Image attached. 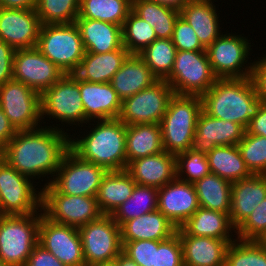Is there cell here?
I'll return each instance as SVG.
<instances>
[{"label": "cell", "mask_w": 266, "mask_h": 266, "mask_svg": "<svg viewBox=\"0 0 266 266\" xmlns=\"http://www.w3.org/2000/svg\"><path fill=\"white\" fill-rule=\"evenodd\" d=\"M69 149L70 134L41 125V128L17 131L5 146L1 156L20 174L30 179L52 177L44 184L46 186L54 179Z\"/></svg>", "instance_id": "obj_1"}, {"label": "cell", "mask_w": 266, "mask_h": 266, "mask_svg": "<svg viewBox=\"0 0 266 266\" xmlns=\"http://www.w3.org/2000/svg\"><path fill=\"white\" fill-rule=\"evenodd\" d=\"M94 128L81 139L70 137V149L85 161L107 171H123L127 167L126 125L117 119L94 120ZM96 125V126H94ZM87 134V135H85ZM77 139V140H76Z\"/></svg>", "instance_id": "obj_2"}, {"label": "cell", "mask_w": 266, "mask_h": 266, "mask_svg": "<svg viewBox=\"0 0 266 266\" xmlns=\"http://www.w3.org/2000/svg\"><path fill=\"white\" fill-rule=\"evenodd\" d=\"M201 99L205 113L245 129L260 103L251 77L217 79Z\"/></svg>", "instance_id": "obj_3"}, {"label": "cell", "mask_w": 266, "mask_h": 266, "mask_svg": "<svg viewBox=\"0 0 266 266\" xmlns=\"http://www.w3.org/2000/svg\"><path fill=\"white\" fill-rule=\"evenodd\" d=\"M201 111V96L174 94L160 122L163 150L177 155L192 148Z\"/></svg>", "instance_id": "obj_4"}, {"label": "cell", "mask_w": 266, "mask_h": 266, "mask_svg": "<svg viewBox=\"0 0 266 266\" xmlns=\"http://www.w3.org/2000/svg\"><path fill=\"white\" fill-rule=\"evenodd\" d=\"M36 48L64 74H74L86 53L75 22L42 25Z\"/></svg>", "instance_id": "obj_5"}, {"label": "cell", "mask_w": 266, "mask_h": 266, "mask_svg": "<svg viewBox=\"0 0 266 266\" xmlns=\"http://www.w3.org/2000/svg\"><path fill=\"white\" fill-rule=\"evenodd\" d=\"M40 220L41 212L0 216V260L3 263L25 266L38 244Z\"/></svg>", "instance_id": "obj_6"}, {"label": "cell", "mask_w": 266, "mask_h": 266, "mask_svg": "<svg viewBox=\"0 0 266 266\" xmlns=\"http://www.w3.org/2000/svg\"><path fill=\"white\" fill-rule=\"evenodd\" d=\"M49 118L56 121L52 127L62 131L57 122L62 124H74L83 127L84 123H90L85 118V112L79 91V78L75 74H65L58 82L41 94V119ZM57 119L59 121H57ZM64 122V123H63ZM59 127V128H58Z\"/></svg>", "instance_id": "obj_7"}, {"label": "cell", "mask_w": 266, "mask_h": 266, "mask_svg": "<svg viewBox=\"0 0 266 266\" xmlns=\"http://www.w3.org/2000/svg\"><path fill=\"white\" fill-rule=\"evenodd\" d=\"M33 182L10 166L0 154V216L42 212V189L37 191Z\"/></svg>", "instance_id": "obj_8"}, {"label": "cell", "mask_w": 266, "mask_h": 266, "mask_svg": "<svg viewBox=\"0 0 266 266\" xmlns=\"http://www.w3.org/2000/svg\"><path fill=\"white\" fill-rule=\"evenodd\" d=\"M217 79L206 51L177 50L173 69L165 80L176 95L202 96Z\"/></svg>", "instance_id": "obj_9"}, {"label": "cell", "mask_w": 266, "mask_h": 266, "mask_svg": "<svg viewBox=\"0 0 266 266\" xmlns=\"http://www.w3.org/2000/svg\"><path fill=\"white\" fill-rule=\"evenodd\" d=\"M42 188V212L53 222L79 228L99 219L96 197L61 194L51 183Z\"/></svg>", "instance_id": "obj_10"}, {"label": "cell", "mask_w": 266, "mask_h": 266, "mask_svg": "<svg viewBox=\"0 0 266 266\" xmlns=\"http://www.w3.org/2000/svg\"><path fill=\"white\" fill-rule=\"evenodd\" d=\"M251 46L241 34L222 33L205 49L214 75L218 79L251 77L254 62H247Z\"/></svg>", "instance_id": "obj_11"}, {"label": "cell", "mask_w": 266, "mask_h": 266, "mask_svg": "<svg viewBox=\"0 0 266 266\" xmlns=\"http://www.w3.org/2000/svg\"><path fill=\"white\" fill-rule=\"evenodd\" d=\"M107 172L103 167L81 159L69 149L51 184L61 194L96 197L101 181Z\"/></svg>", "instance_id": "obj_12"}, {"label": "cell", "mask_w": 266, "mask_h": 266, "mask_svg": "<svg viewBox=\"0 0 266 266\" xmlns=\"http://www.w3.org/2000/svg\"><path fill=\"white\" fill-rule=\"evenodd\" d=\"M173 96L174 91L168 82L158 80L150 87L122 100L118 119L126 126L160 124Z\"/></svg>", "instance_id": "obj_13"}, {"label": "cell", "mask_w": 266, "mask_h": 266, "mask_svg": "<svg viewBox=\"0 0 266 266\" xmlns=\"http://www.w3.org/2000/svg\"><path fill=\"white\" fill-rule=\"evenodd\" d=\"M78 230L86 266L114 261L122 252L120 226L111 215L103 214Z\"/></svg>", "instance_id": "obj_14"}, {"label": "cell", "mask_w": 266, "mask_h": 266, "mask_svg": "<svg viewBox=\"0 0 266 266\" xmlns=\"http://www.w3.org/2000/svg\"><path fill=\"white\" fill-rule=\"evenodd\" d=\"M0 108L16 131L41 127V94L14 79L0 86Z\"/></svg>", "instance_id": "obj_15"}, {"label": "cell", "mask_w": 266, "mask_h": 266, "mask_svg": "<svg viewBox=\"0 0 266 266\" xmlns=\"http://www.w3.org/2000/svg\"><path fill=\"white\" fill-rule=\"evenodd\" d=\"M38 243L67 266H86L78 228L53 222L43 212Z\"/></svg>", "instance_id": "obj_16"}, {"label": "cell", "mask_w": 266, "mask_h": 266, "mask_svg": "<svg viewBox=\"0 0 266 266\" xmlns=\"http://www.w3.org/2000/svg\"><path fill=\"white\" fill-rule=\"evenodd\" d=\"M65 74L36 47L15 50L12 78L42 94Z\"/></svg>", "instance_id": "obj_17"}, {"label": "cell", "mask_w": 266, "mask_h": 266, "mask_svg": "<svg viewBox=\"0 0 266 266\" xmlns=\"http://www.w3.org/2000/svg\"><path fill=\"white\" fill-rule=\"evenodd\" d=\"M41 26L35 9L0 7V39L14 50L36 47Z\"/></svg>", "instance_id": "obj_18"}, {"label": "cell", "mask_w": 266, "mask_h": 266, "mask_svg": "<svg viewBox=\"0 0 266 266\" xmlns=\"http://www.w3.org/2000/svg\"><path fill=\"white\" fill-rule=\"evenodd\" d=\"M200 207L193 183L177 177L158 188L159 210L175 227L180 228Z\"/></svg>", "instance_id": "obj_19"}, {"label": "cell", "mask_w": 266, "mask_h": 266, "mask_svg": "<svg viewBox=\"0 0 266 266\" xmlns=\"http://www.w3.org/2000/svg\"><path fill=\"white\" fill-rule=\"evenodd\" d=\"M245 132L242 125L214 118L202 110L197 119L191 149L207 154L217 146L237 145Z\"/></svg>", "instance_id": "obj_20"}, {"label": "cell", "mask_w": 266, "mask_h": 266, "mask_svg": "<svg viewBox=\"0 0 266 266\" xmlns=\"http://www.w3.org/2000/svg\"><path fill=\"white\" fill-rule=\"evenodd\" d=\"M125 171L136 184L160 188L177 177L176 155L164 150L137 158L127 164Z\"/></svg>", "instance_id": "obj_21"}, {"label": "cell", "mask_w": 266, "mask_h": 266, "mask_svg": "<svg viewBox=\"0 0 266 266\" xmlns=\"http://www.w3.org/2000/svg\"><path fill=\"white\" fill-rule=\"evenodd\" d=\"M79 91L88 121L117 119L122 100L110 82L97 83L79 79Z\"/></svg>", "instance_id": "obj_22"}, {"label": "cell", "mask_w": 266, "mask_h": 266, "mask_svg": "<svg viewBox=\"0 0 266 266\" xmlns=\"http://www.w3.org/2000/svg\"><path fill=\"white\" fill-rule=\"evenodd\" d=\"M176 232L182 244L184 266H225L227 249L234 240L191 236L181 228Z\"/></svg>", "instance_id": "obj_23"}, {"label": "cell", "mask_w": 266, "mask_h": 266, "mask_svg": "<svg viewBox=\"0 0 266 266\" xmlns=\"http://www.w3.org/2000/svg\"><path fill=\"white\" fill-rule=\"evenodd\" d=\"M229 218L237 229L266 198V175L252 174L232 183Z\"/></svg>", "instance_id": "obj_24"}, {"label": "cell", "mask_w": 266, "mask_h": 266, "mask_svg": "<svg viewBox=\"0 0 266 266\" xmlns=\"http://www.w3.org/2000/svg\"><path fill=\"white\" fill-rule=\"evenodd\" d=\"M158 78L137 54H130L114 74L110 84L121 100L153 85Z\"/></svg>", "instance_id": "obj_25"}, {"label": "cell", "mask_w": 266, "mask_h": 266, "mask_svg": "<svg viewBox=\"0 0 266 266\" xmlns=\"http://www.w3.org/2000/svg\"><path fill=\"white\" fill-rule=\"evenodd\" d=\"M86 53H107L123 47L122 26L113 23L76 18Z\"/></svg>", "instance_id": "obj_26"}, {"label": "cell", "mask_w": 266, "mask_h": 266, "mask_svg": "<svg viewBox=\"0 0 266 266\" xmlns=\"http://www.w3.org/2000/svg\"><path fill=\"white\" fill-rule=\"evenodd\" d=\"M176 227L159 211H152L120 226L122 242L164 241L176 233Z\"/></svg>", "instance_id": "obj_27"}, {"label": "cell", "mask_w": 266, "mask_h": 266, "mask_svg": "<svg viewBox=\"0 0 266 266\" xmlns=\"http://www.w3.org/2000/svg\"><path fill=\"white\" fill-rule=\"evenodd\" d=\"M129 55L124 46L107 53H85L74 74L87 82H110Z\"/></svg>", "instance_id": "obj_28"}, {"label": "cell", "mask_w": 266, "mask_h": 266, "mask_svg": "<svg viewBox=\"0 0 266 266\" xmlns=\"http://www.w3.org/2000/svg\"><path fill=\"white\" fill-rule=\"evenodd\" d=\"M216 5L211 2H188L180 11L184 18L195 31L199 42L206 49L220 35L219 14Z\"/></svg>", "instance_id": "obj_29"}, {"label": "cell", "mask_w": 266, "mask_h": 266, "mask_svg": "<svg viewBox=\"0 0 266 266\" xmlns=\"http://www.w3.org/2000/svg\"><path fill=\"white\" fill-rule=\"evenodd\" d=\"M180 228L191 236L235 240L232 233L236 229L231 224L229 214L202 207H199Z\"/></svg>", "instance_id": "obj_30"}, {"label": "cell", "mask_w": 266, "mask_h": 266, "mask_svg": "<svg viewBox=\"0 0 266 266\" xmlns=\"http://www.w3.org/2000/svg\"><path fill=\"white\" fill-rule=\"evenodd\" d=\"M136 183L125 171H108L99 186L96 200L103 214L111 215L132 195Z\"/></svg>", "instance_id": "obj_31"}, {"label": "cell", "mask_w": 266, "mask_h": 266, "mask_svg": "<svg viewBox=\"0 0 266 266\" xmlns=\"http://www.w3.org/2000/svg\"><path fill=\"white\" fill-rule=\"evenodd\" d=\"M163 150L160 124L126 126L127 164L137 158L156 155Z\"/></svg>", "instance_id": "obj_32"}, {"label": "cell", "mask_w": 266, "mask_h": 266, "mask_svg": "<svg viewBox=\"0 0 266 266\" xmlns=\"http://www.w3.org/2000/svg\"><path fill=\"white\" fill-rule=\"evenodd\" d=\"M206 156L210 173L216 174L230 183L252 175L237 145L217 146Z\"/></svg>", "instance_id": "obj_33"}, {"label": "cell", "mask_w": 266, "mask_h": 266, "mask_svg": "<svg viewBox=\"0 0 266 266\" xmlns=\"http://www.w3.org/2000/svg\"><path fill=\"white\" fill-rule=\"evenodd\" d=\"M193 184L200 207L230 214L232 183L209 173Z\"/></svg>", "instance_id": "obj_34"}, {"label": "cell", "mask_w": 266, "mask_h": 266, "mask_svg": "<svg viewBox=\"0 0 266 266\" xmlns=\"http://www.w3.org/2000/svg\"><path fill=\"white\" fill-rule=\"evenodd\" d=\"M132 10L153 27L157 39H170L180 16L177 10L147 0H132Z\"/></svg>", "instance_id": "obj_35"}, {"label": "cell", "mask_w": 266, "mask_h": 266, "mask_svg": "<svg viewBox=\"0 0 266 266\" xmlns=\"http://www.w3.org/2000/svg\"><path fill=\"white\" fill-rule=\"evenodd\" d=\"M157 205L158 188L136 184L129 199L121 204L111 216L121 226L128 220L156 211Z\"/></svg>", "instance_id": "obj_36"}, {"label": "cell", "mask_w": 266, "mask_h": 266, "mask_svg": "<svg viewBox=\"0 0 266 266\" xmlns=\"http://www.w3.org/2000/svg\"><path fill=\"white\" fill-rule=\"evenodd\" d=\"M132 10V0H80L77 18L94 19L122 26Z\"/></svg>", "instance_id": "obj_37"}, {"label": "cell", "mask_w": 266, "mask_h": 266, "mask_svg": "<svg viewBox=\"0 0 266 266\" xmlns=\"http://www.w3.org/2000/svg\"><path fill=\"white\" fill-rule=\"evenodd\" d=\"M177 49L170 39H156L138 55L148 65L158 80H165L171 73Z\"/></svg>", "instance_id": "obj_38"}, {"label": "cell", "mask_w": 266, "mask_h": 266, "mask_svg": "<svg viewBox=\"0 0 266 266\" xmlns=\"http://www.w3.org/2000/svg\"><path fill=\"white\" fill-rule=\"evenodd\" d=\"M157 39L153 27L133 10L122 25V43L130 54H139Z\"/></svg>", "instance_id": "obj_39"}, {"label": "cell", "mask_w": 266, "mask_h": 266, "mask_svg": "<svg viewBox=\"0 0 266 266\" xmlns=\"http://www.w3.org/2000/svg\"><path fill=\"white\" fill-rule=\"evenodd\" d=\"M80 0H36L35 11L42 25L74 23Z\"/></svg>", "instance_id": "obj_40"}, {"label": "cell", "mask_w": 266, "mask_h": 266, "mask_svg": "<svg viewBox=\"0 0 266 266\" xmlns=\"http://www.w3.org/2000/svg\"><path fill=\"white\" fill-rule=\"evenodd\" d=\"M225 266H266V247L256 240H235L230 243Z\"/></svg>", "instance_id": "obj_41"}, {"label": "cell", "mask_w": 266, "mask_h": 266, "mask_svg": "<svg viewBox=\"0 0 266 266\" xmlns=\"http://www.w3.org/2000/svg\"><path fill=\"white\" fill-rule=\"evenodd\" d=\"M237 146L249 171L266 175V137L245 132Z\"/></svg>", "instance_id": "obj_42"}, {"label": "cell", "mask_w": 266, "mask_h": 266, "mask_svg": "<svg viewBox=\"0 0 266 266\" xmlns=\"http://www.w3.org/2000/svg\"><path fill=\"white\" fill-rule=\"evenodd\" d=\"M176 170L177 178L189 183H195L210 173L206 154L192 149L176 155Z\"/></svg>", "instance_id": "obj_43"}, {"label": "cell", "mask_w": 266, "mask_h": 266, "mask_svg": "<svg viewBox=\"0 0 266 266\" xmlns=\"http://www.w3.org/2000/svg\"><path fill=\"white\" fill-rule=\"evenodd\" d=\"M155 266H184L182 244L177 232L169 239L155 241Z\"/></svg>", "instance_id": "obj_44"}, {"label": "cell", "mask_w": 266, "mask_h": 266, "mask_svg": "<svg viewBox=\"0 0 266 266\" xmlns=\"http://www.w3.org/2000/svg\"><path fill=\"white\" fill-rule=\"evenodd\" d=\"M266 231V198L236 229L234 235L240 240H258Z\"/></svg>", "instance_id": "obj_45"}, {"label": "cell", "mask_w": 266, "mask_h": 266, "mask_svg": "<svg viewBox=\"0 0 266 266\" xmlns=\"http://www.w3.org/2000/svg\"><path fill=\"white\" fill-rule=\"evenodd\" d=\"M171 40L179 51H206L193 28L181 16L177 18Z\"/></svg>", "instance_id": "obj_46"}, {"label": "cell", "mask_w": 266, "mask_h": 266, "mask_svg": "<svg viewBox=\"0 0 266 266\" xmlns=\"http://www.w3.org/2000/svg\"><path fill=\"white\" fill-rule=\"evenodd\" d=\"M122 244V252L138 266H155V241L138 240Z\"/></svg>", "instance_id": "obj_47"}, {"label": "cell", "mask_w": 266, "mask_h": 266, "mask_svg": "<svg viewBox=\"0 0 266 266\" xmlns=\"http://www.w3.org/2000/svg\"><path fill=\"white\" fill-rule=\"evenodd\" d=\"M254 61L251 80L260 102L266 103V56Z\"/></svg>", "instance_id": "obj_48"}, {"label": "cell", "mask_w": 266, "mask_h": 266, "mask_svg": "<svg viewBox=\"0 0 266 266\" xmlns=\"http://www.w3.org/2000/svg\"><path fill=\"white\" fill-rule=\"evenodd\" d=\"M15 50L0 39V86L12 80L13 57Z\"/></svg>", "instance_id": "obj_49"}, {"label": "cell", "mask_w": 266, "mask_h": 266, "mask_svg": "<svg viewBox=\"0 0 266 266\" xmlns=\"http://www.w3.org/2000/svg\"><path fill=\"white\" fill-rule=\"evenodd\" d=\"M25 266H67L39 243L33 248Z\"/></svg>", "instance_id": "obj_50"}, {"label": "cell", "mask_w": 266, "mask_h": 266, "mask_svg": "<svg viewBox=\"0 0 266 266\" xmlns=\"http://www.w3.org/2000/svg\"><path fill=\"white\" fill-rule=\"evenodd\" d=\"M246 133L266 137V103L260 102L246 127Z\"/></svg>", "instance_id": "obj_51"}, {"label": "cell", "mask_w": 266, "mask_h": 266, "mask_svg": "<svg viewBox=\"0 0 266 266\" xmlns=\"http://www.w3.org/2000/svg\"><path fill=\"white\" fill-rule=\"evenodd\" d=\"M16 132L5 112L0 108V154L8 142L15 136Z\"/></svg>", "instance_id": "obj_52"}, {"label": "cell", "mask_w": 266, "mask_h": 266, "mask_svg": "<svg viewBox=\"0 0 266 266\" xmlns=\"http://www.w3.org/2000/svg\"><path fill=\"white\" fill-rule=\"evenodd\" d=\"M0 7L16 9H35L36 0H0Z\"/></svg>", "instance_id": "obj_53"}, {"label": "cell", "mask_w": 266, "mask_h": 266, "mask_svg": "<svg viewBox=\"0 0 266 266\" xmlns=\"http://www.w3.org/2000/svg\"><path fill=\"white\" fill-rule=\"evenodd\" d=\"M147 1L156 2L162 6L169 7L179 12L188 3V0H147Z\"/></svg>", "instance_id": "obj_54"}, {"label": "cell", "mask_w": 266, "mask_h": 266, "mask_svg": "<svg viewBox=\"0 0 266 266\" xmlns=\"http://www.w3.org/2000/svg\"><path fill=\"white\" fill-rule=\"evenodd\" d=\"M119 266H138L131 258L121 252L115 259Z\"/></svg>", "instance_id": "obj_55"}, {"label": "cell", "mask_w": 266, "mask_h": 266, "mask_svg": "<svg viewBox=\"0 0 266 266\" xmlns=\"http://www.w3.org/2000/svg\"><path fill=\"white\" fill-rule=\"evenodd\" d=\"M91 266H119L118 262L116 260L111 261V262H104V263H97Z\"/></svg>", "instance_id": "obj_56"}, {"label": "cell", "mask_w": 266, "mask_h": 266, "mask_svg": "<svg viewBox=\"0 0 266 266\" xmlns=\"http://www.w3.org/2000/svg\"><path fill=\"white\" fill-rule=\"evenodd\" d=\"M260 244H262L264 247H266V231L264 234L257 240Z\"/></svg>", "instance_id": "obj_57"}, {"label": "cell", "mask_w": 266, "mask_h": 266, "mask_svg": "<svg viewBox=\"0 0 266 266\" xmlns=\"http://www.w3.org/2000/svg\"><path fill=\"white\" fill-rule=\"evenodd\" d=\"M214 1L213 0H188V2H211V3H213Z\"/></svg>", "instance_id": "obj_58"}, {"label": "cell", "mask_w": 266, "mask_h": 266, "mask_svg": "<svg viewBox=\"0 0 266 266\" xmlns=\"http://www.w3.org/2000/svg\"><path fill=\"white\" fill-rule=\"evenodd\" d=\"M0 266H8L7 264L3 263L1 260H0Z\"/></svg>", "instance_id": "obj_59"}]
</instances>
